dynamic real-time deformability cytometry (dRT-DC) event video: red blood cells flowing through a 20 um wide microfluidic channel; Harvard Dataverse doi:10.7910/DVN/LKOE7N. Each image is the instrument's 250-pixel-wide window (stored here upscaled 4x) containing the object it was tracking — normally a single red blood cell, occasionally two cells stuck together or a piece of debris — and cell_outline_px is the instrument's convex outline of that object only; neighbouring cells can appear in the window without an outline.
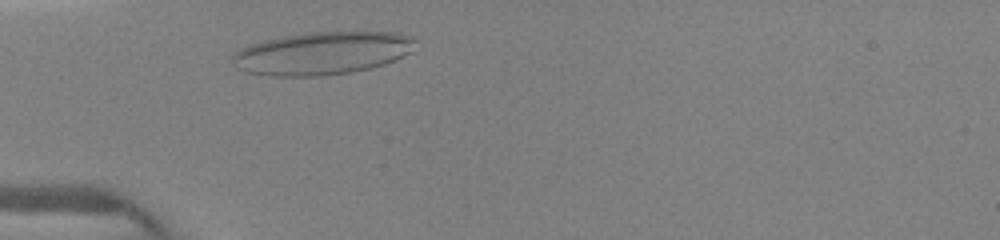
{"species": "human", "species_latin": "Homo sapiens", "temperature_condition": "warm", "stored_images_in_passage": 6, "camera_frame_rate_fps": 3000, "um_per_image_px": 0.085, "donor": {"sex": "female"}, "frame": {"image": 1, "passage_image": 3, "time_ms": 1.0, "image_size_px": [1000, 240], "cell_outline_px": [[416, 40], [412, 52], [396, 60], [372, 68], [352, 72], [320, 76], [268, 76], [248, 72], [236, 68], [232, 60], [232, 52], [248, 44], [280, 36], [308, 32], [400, 32]], "centroid_in_image_um": [27.37, 4.52], "position_along_channel_um": 57.6, "area_um2": 46.18}}